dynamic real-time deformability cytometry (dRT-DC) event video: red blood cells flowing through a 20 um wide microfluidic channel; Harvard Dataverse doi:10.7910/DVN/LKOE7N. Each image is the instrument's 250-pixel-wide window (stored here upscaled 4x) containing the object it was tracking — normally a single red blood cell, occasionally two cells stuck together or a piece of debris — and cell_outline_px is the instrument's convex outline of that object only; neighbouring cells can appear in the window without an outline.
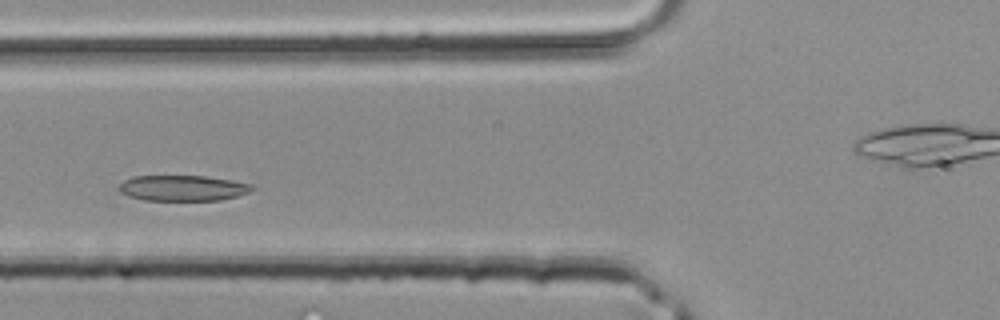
{"species": "common noctule bat (a hibernating species)", "species_latin": "Nyctalus noctula", "temperature_condition": "room temperature", "stored_images_in_passage": 38, "camera_frame_rate_fps": 3000, "um_per_image_px": 0.085, "animal": {"sex": "male", "body_mass_g": 20.4}, "frame": {"image": 1, "passage_image": 11, "time_ms": 3.333, "image_size_px": [1000, 320], "cell_outline_px": [[256, 188], [248, 192], [236, 196], [220, 200], [144, 200], [128, 196], [120, 192], [116, 188], [124, 180], [132, 176], [208, 176], [232, 180], [252, 184]], "centroid_in_image_um": [15.52, 15.98], "position_along_channel_um": 110.3, "area_um2": 20.0}}
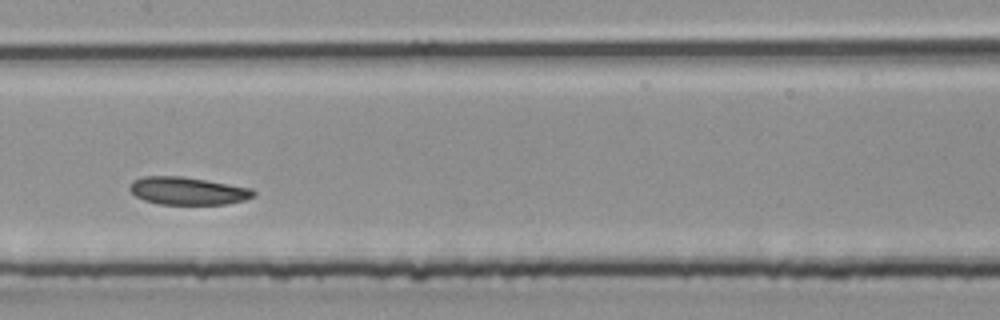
{"frame": {"image": 2, "passage_image": 16, "time_ms": 5.0, "image_size_px": [1000, 320], "cell_outline_px": [[256, 196], [244, 200], [224, 204], [160, 204], [144, 200], [136, 196], [128, 188], [132, 180], [144, 176], [180, 176], [252, 188], [256, 192]], "centroid_in_image_um": [15.95, 16.22], "position_along_channel_um": 191.5, "area_um2": 19.88}}
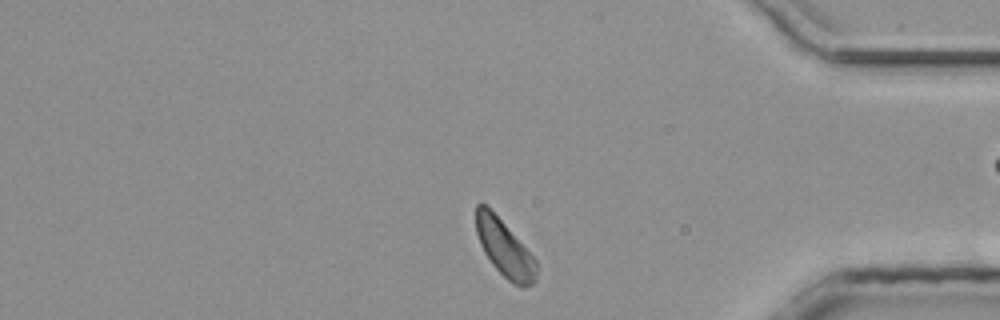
{"frame": {"image": 3, "passage_image": 30, "time_ms": 9.667, "image_size_px": [1000, 320], "cell_outline_px": [[536, 280], [532, 284], [524, 288], [520, 288], [512, 284], [492, 264], [484, 252], [480, 244], [476, 232], [476, 204], [484, 204], [504, 224], [536, 260]], "centroid_in_image_um": [42.89, 21.17], "position_along_channel_um": 392.3, "area_um2": 19.42}}